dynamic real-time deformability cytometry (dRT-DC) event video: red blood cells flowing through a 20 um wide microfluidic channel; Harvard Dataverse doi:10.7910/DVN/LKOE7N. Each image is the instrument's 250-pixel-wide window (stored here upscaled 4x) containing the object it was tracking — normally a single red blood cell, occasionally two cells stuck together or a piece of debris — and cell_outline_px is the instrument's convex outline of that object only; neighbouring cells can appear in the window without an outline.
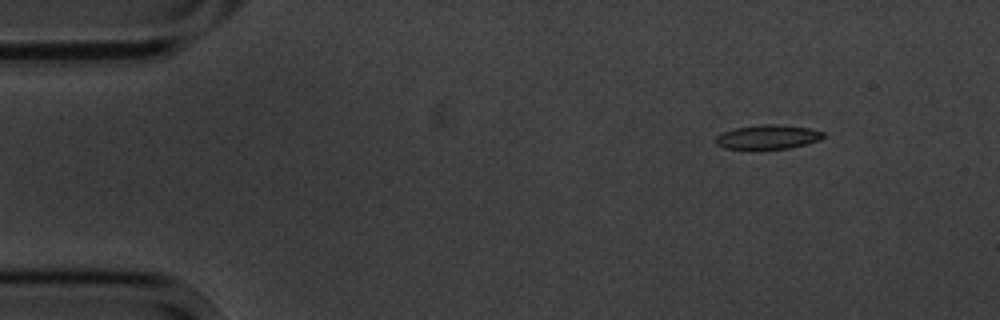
{"species": "common noctule bat (a hibernating species)", "species_latin": "Nyctalus noctula", "temperature_condition": "cold", "stored_images_in_passage": 7, "camera_frame_rate_fps": 3000, "um_per_image_px": 0.085, "animal": {"sex": "male", "body_mass_g": 20.1, "forearm_length_mm": 53.5}, "frame": {"image": 1, "passage_image": 2, "time_ms": 1.0, "image_size_px": [1000, 320], "cell_outline_px": [[824, 136], [820, 140], [788, 148], [724, 148], [716, 144], [716, 136], [724, 132], [736, 128], [764, 124], [780, 124], [808, 128], [824, 132]], "centroid_in_image_um": [65.28, 11.63], "position_along_channel_um": 19.7, "area_um2": 14.8}}
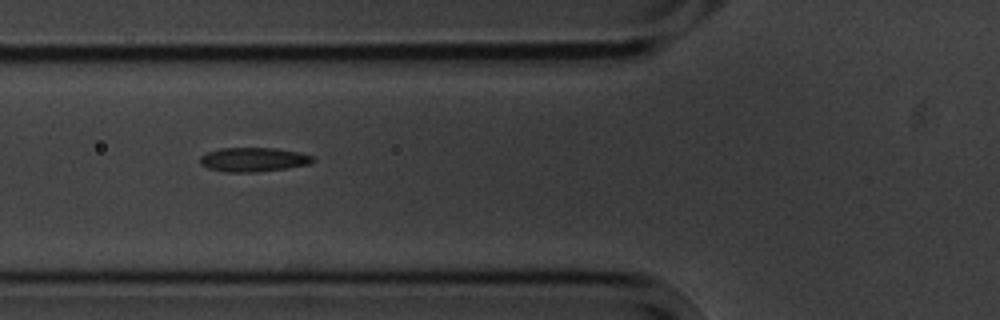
{"frame": {"image": 2, "passage_image": 6, "time_ms": 5.667, "image_size_px": [1000, 320], "cell_outline_px": [[316, 160], [308, 164], [288, 168], [256, 172], [224, 172], [208, 168], [200, 164], [200, 156], [208, 152], [220, 148], [276, 148], [296, 152], [312, 156]], "centroid_in_image_um": [21.51, 13.57], "position_along_channel_um": 104.3, "area_um2": 15.84}}
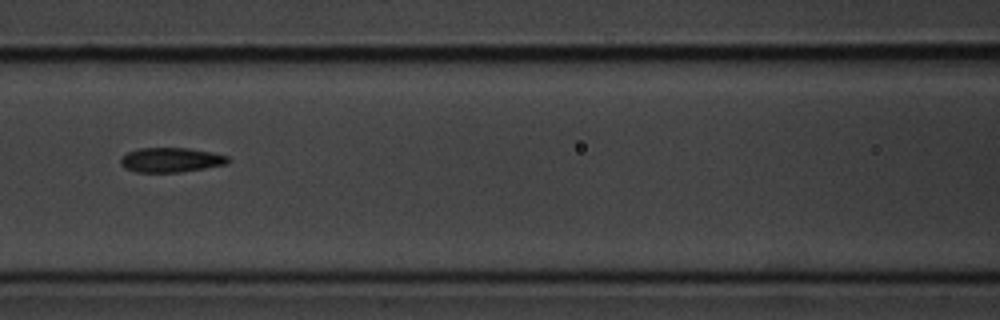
{"frame": {"image": 3, "passage_image": 7, "time_ms": 7.0, "image_size_px": [1000, 320], "cell_outline_px": [[228, 164], [180, 172], [136, 172], [124, 168], [120, 164], [120, 160], [128, 152], [140, 148], [188, 148], [212, 152], [228, 156]], "centroid_in_image_um": [14.52, 13.59], "position_along_channel_um": 152.1, "area_um2": 15.32}}